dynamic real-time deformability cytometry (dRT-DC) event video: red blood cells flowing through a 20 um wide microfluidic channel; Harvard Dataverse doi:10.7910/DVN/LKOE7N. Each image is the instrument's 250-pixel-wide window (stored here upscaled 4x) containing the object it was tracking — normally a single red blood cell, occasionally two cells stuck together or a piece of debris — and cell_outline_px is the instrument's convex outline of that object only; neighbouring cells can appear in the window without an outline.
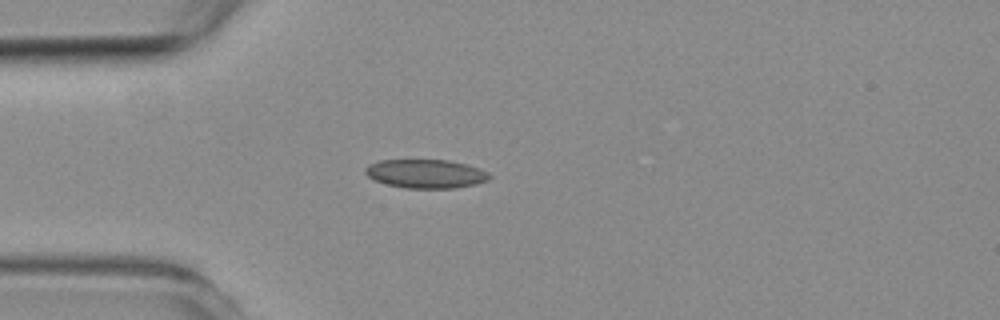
{"species": "common noctule bat (a hibernating species)", "species_latin": "Nyctalus noctula", "temperature_condition": "room temperature", "stored_images_in_passage": 5, "camera_frame_rate_fps": 3000, "um_per_image_px": 0.085, "animal": {"sex": "female", "body_mass_g": 19.3, "forearm_length_mm": 54.1}, "frame": {"image": 1, "passage_image": 3, "time_ms": 2.333, "image_size_px": [1000, 320], "cell_outline_px": [[492, 176], [488, 180], [476, 184], [452, 188], [408, 188], [388, 184], [376, 180], [368, 176], [364, 172], [364, 168], [368, 164], [380, 160], [448, 160], [468, 164], [480, 168], [488, 172]], "centroid_in_image_um": [36.22, 14.76], "position_along_channel_um": 48.8, "area_um2": 20.81}}
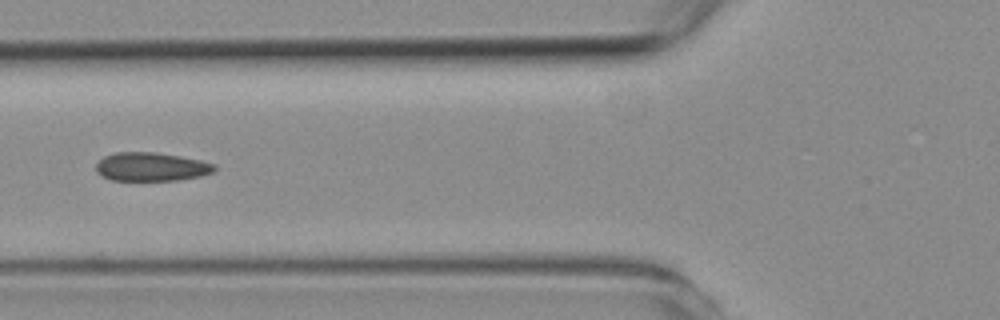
{"frame": {"image": 2, "passage_image": 5, "time_ms": 4.333, "image_size_px": [1000, 320], "cell_outline_px": [[216, 168], [212, 172], [200, 176], [176, 180], [112, 180], [100, 176], [96, 172], [96, 164], [104, 156], [116, 152], [156, 152], [180, 156], [200, 160], [216, 164]], "centroid_in_image_um": [12.84, 14.17], "position_along_channel_um": 113.0, "area_um2": 19.77}}